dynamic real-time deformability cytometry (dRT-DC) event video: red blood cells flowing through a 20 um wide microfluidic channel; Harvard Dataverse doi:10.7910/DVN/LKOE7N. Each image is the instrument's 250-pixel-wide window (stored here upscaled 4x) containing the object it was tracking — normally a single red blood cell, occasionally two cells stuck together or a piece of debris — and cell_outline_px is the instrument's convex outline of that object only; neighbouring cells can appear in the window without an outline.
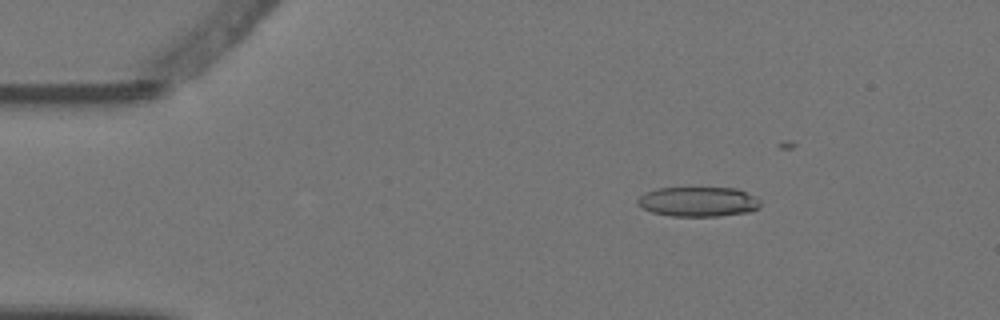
{"species": "Egyptian fruit bat (a non-hibernating species)", "species_latin": "Rousettus aegyptiacus", "temperature_condition": "warm", "stored_images_in_passage": 5, "camera_frame_rate_fps": 3000, "um_per_image_px": 0.085, "animal": {"sex": "female"}, "frame": {"image": 1, "passage_image": 2, "time_ms": 0.333, "image_size_px": [1000, 320], "cell_outline_px": [[760, 208], [752, 212], [720, 216], [672, 216], [652, 212], [636, 204], [636, 200], [644, 192], [656, 188], [736, 188], [756, 196], [760, 200]], "centroid_in_image_um": [59.37, 17.14], "position_along_channel_um": 25.6, "area_um2": 21.56}}